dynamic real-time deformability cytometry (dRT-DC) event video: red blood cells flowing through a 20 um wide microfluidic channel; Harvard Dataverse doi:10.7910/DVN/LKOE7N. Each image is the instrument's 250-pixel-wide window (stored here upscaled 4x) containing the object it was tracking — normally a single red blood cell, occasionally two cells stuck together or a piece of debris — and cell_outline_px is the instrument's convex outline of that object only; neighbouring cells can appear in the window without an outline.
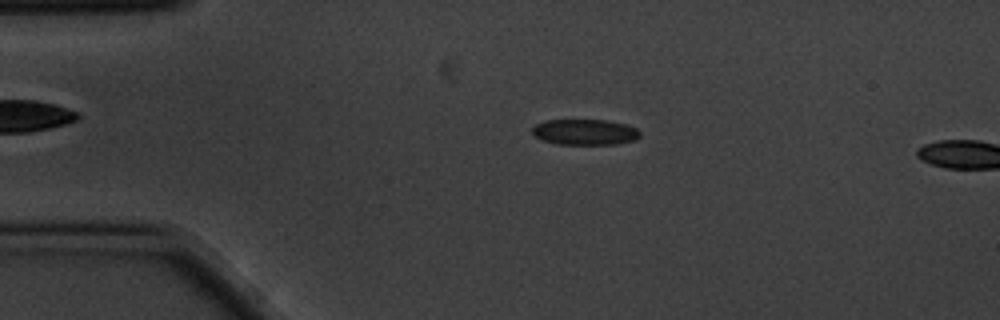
{"species": "common noctule bat (a hibernating species)", "species_latin": "Nyctalus noctula", "temperature_condition": "cold", "stored_images_in_passage": 3, "camera_frame_rate_fps": 3000, "um_per_image_px": 0.085, "animal": {"sex": "male", "body_mass_g": 20.1, "forearm_length_mm": 53.5}, "frame": {"image": 1, "passage_image": 2, "time_ms": 0.333, "image_size_px": [1000, 320], "cell_outline_px": [[640, 136], [636, 140], [616, 144], [556, 144], [544, 140], [536, 136], [532, 132], [532, 128], [536, 124], [544, 120], [608, 120], [624, 124], [636, 128], [640, 132]], "centroid_in_image_um": [49.73, 11.22], "position_along_channel_um": 35.3, "area_um2": 16.13}}